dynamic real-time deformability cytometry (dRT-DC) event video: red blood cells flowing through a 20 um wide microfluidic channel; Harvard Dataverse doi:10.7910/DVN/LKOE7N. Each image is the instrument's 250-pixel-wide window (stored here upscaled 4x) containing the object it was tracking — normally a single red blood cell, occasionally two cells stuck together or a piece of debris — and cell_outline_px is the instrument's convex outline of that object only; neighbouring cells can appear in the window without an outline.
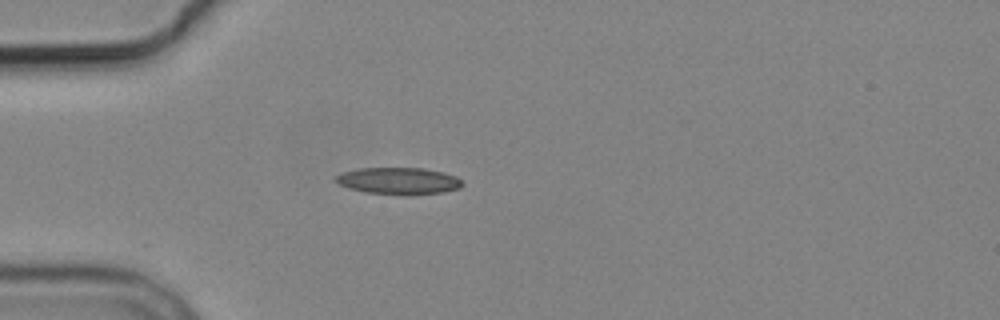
{"species": "common noctule bat (a hibernating species)", "species_latin": "Nyctalus noctula", "temperature_condition": "cold", "stored_images_in_passage": 4, "camera_frame_rate_fps": 3000, "um_per_image_px": 0.085, "animal": {"sex": "male", "body_mass_g": 19.2, "forearm_length_mm": 51.8}, "frame": {"image": 1, "passage_image": 3, "time_ms": 3.333, "image_size_px": [1000, 320], "cell_outline_px": [[464, 184], [460, 188], [444, 192], [364, 192], [348, 188], [340, 184], [336, 180], [336, 176], [344, 172], [360, 168], [424, 168], [444, 172], [456, 176]], "centroid_in_image_um": [33.9, 15.33], "position_along_channel_um": 51.1, "area_um2": 18.84}}